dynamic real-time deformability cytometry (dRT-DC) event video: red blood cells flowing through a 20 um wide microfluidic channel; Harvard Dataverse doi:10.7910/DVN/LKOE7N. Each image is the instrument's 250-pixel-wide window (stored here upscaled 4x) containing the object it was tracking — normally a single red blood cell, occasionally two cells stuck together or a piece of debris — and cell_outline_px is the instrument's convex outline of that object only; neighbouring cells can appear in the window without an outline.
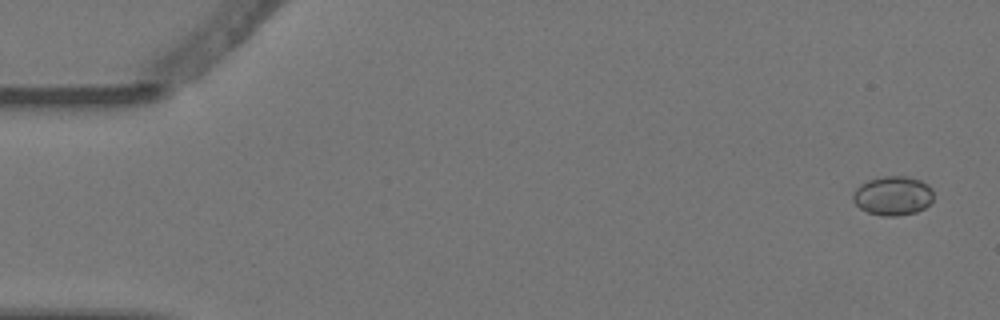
{"species": "Egyptian fruit bat (a non-hibernating species)", "species_latin": "Rousettus aegyptiacus", "temperature_condition": "warm", "stored_images_in_passage": 5, "camera_frame_rate_fps": 3000, "um_per_image_px": 0.085, "animal": {"sex": "female"}, "frame": {"image": 1, "passage_image": 1, "time_ms": 0.0, "image_size_px": [1000, 320], "cell_outline_px": [[932, 200], [924, 208], [916, 212], [896, 216], [884, 216], [868, 212], [860, 208], [852, 200], [852, 196], [856, 188], [860, 184], [868, 180], [884, 176], [904, 176], [920, 180], [928, 184], [932, 188]], "centroid_in_image_um": [75.88, 16.63], "position_along_channel_um": 9.1, "area_um2": 18.32}}
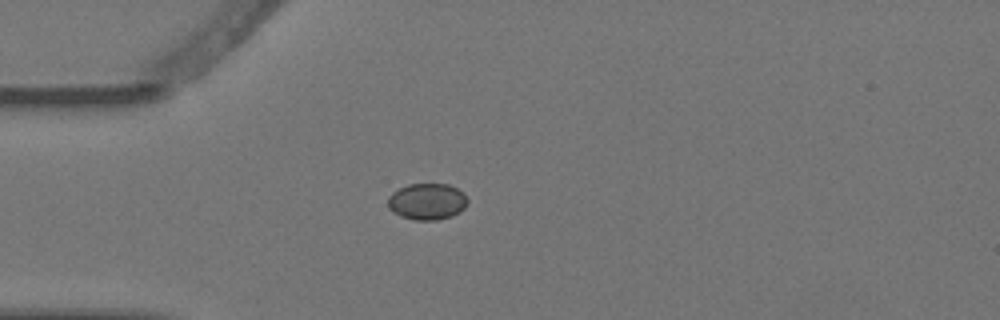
{"frame": {"image": 2, "passage_image": 4, "time_ms": 1.0, "image_size_px": [1000, 320], "cell_outline_px": [[468, 204], [460, 212], [452, 216], [436, 220], [416, 220], [400, 216], [392, 212], [388, 208], [388, 196], [392, 192], [408, 184], [448, 184], [464, 192], [468, 200]], "centroid_in_image_um": [36.31, 17.13], "position_along_channel_um": 48.7, "area_um2": 17.11}}